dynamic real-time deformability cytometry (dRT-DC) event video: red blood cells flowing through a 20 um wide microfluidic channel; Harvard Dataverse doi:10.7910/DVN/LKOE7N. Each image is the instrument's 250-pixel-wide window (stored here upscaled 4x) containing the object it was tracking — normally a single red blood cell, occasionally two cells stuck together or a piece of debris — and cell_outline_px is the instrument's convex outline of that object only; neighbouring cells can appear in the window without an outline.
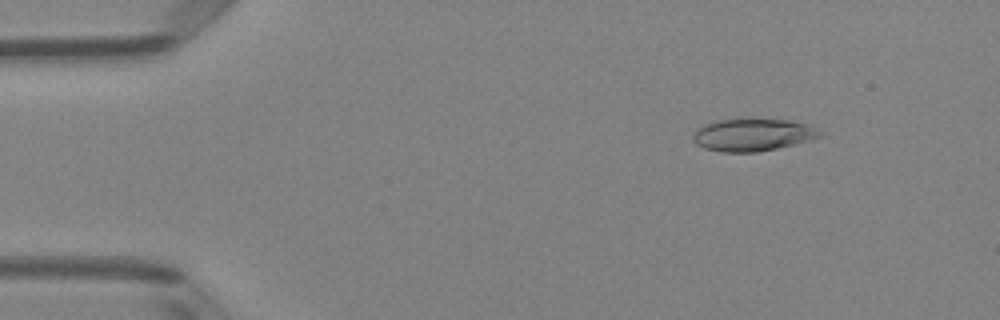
{"species": "Egyptian fruit bat (a non-hibernating species)", "species_latin": "Rousettus aegyptiacus", "temperature_condition": "room temperature", "stored_images_in_passage": 50, "camera_frame_rate_fps": 3000, "um_per_image_px": 0.085, "animal": {"sex": "female"}, "frame": {"image": 1, "passage_image": 6, "time_ms": 1.667, "image_size_px": [1000, 320], "cell_outline_px": [[824, 136], [812, 140], [776, 148], [756, 152], [720, 152], [704, 148], [696, 144], [692, 140], [692, 136], [704, 124], [716, 120], [792, 120], [808, 124], [824, 132]], "centroid_in_image_um": [64.03, 11.47], "position_along_channel_um": 21.0, "area_um2": 23.87}}
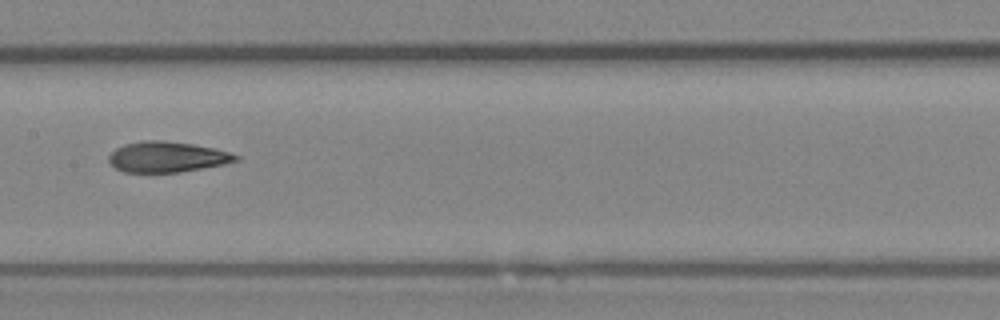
{"frame": {"image": 2, "passage_image": 25, "time_ms": 8.0, "image_size_px": [1000, 320], "cell_outline_px": [[240, 160], [224, 164], [180, 172], [124, 172], [116, 168], [108, 160], [108, 156], [116, 148], [124, 144], [144, 140], [164, 140], [192, 144], [216, 148], [240, 156]], "centroid_in_image_um": [14.21, 13.33], "position_along_channel_um": 193.2, "area_um2": 22.66}}
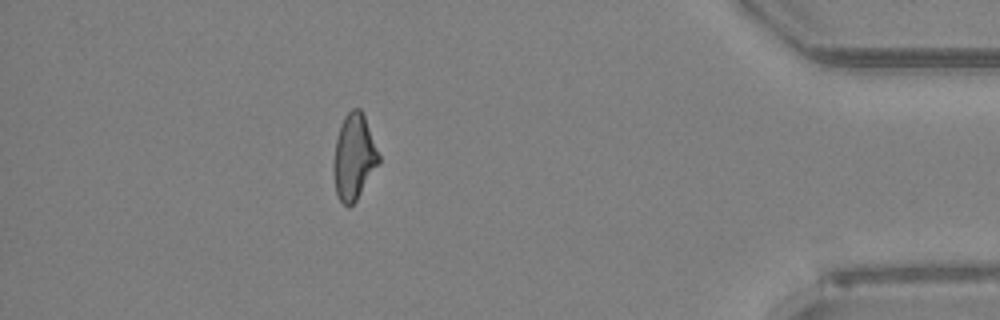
{"frame": {"image": 3, "passage_image": 44, "time_ms": 14.333, "image_size_px": [1000, 320], "cell_outline_px": [[380, 160], [356, 200], [348, 208], [340, 200], [336, 192], [332, 168], [336, 140], [344, 116], [352, 108], [360, 108], [364, 116], [380, 156]], "centroid_in_image_um": [30.06, 13.34], "position_along_channel_um": 405.1, "area_um2": 22.14}, "authors_computed_cell_mechanics": {"area_um2": 23.3801, "velocity_mm_per_s": 4.0676, "shape_relaxation_time_tau1_ms": 6.1753, "shape_relaxation_time_tau2_ms": 2.5968, "deformation_change_tau1": 0.1703, "deformation_change_tau2": 0.106}}